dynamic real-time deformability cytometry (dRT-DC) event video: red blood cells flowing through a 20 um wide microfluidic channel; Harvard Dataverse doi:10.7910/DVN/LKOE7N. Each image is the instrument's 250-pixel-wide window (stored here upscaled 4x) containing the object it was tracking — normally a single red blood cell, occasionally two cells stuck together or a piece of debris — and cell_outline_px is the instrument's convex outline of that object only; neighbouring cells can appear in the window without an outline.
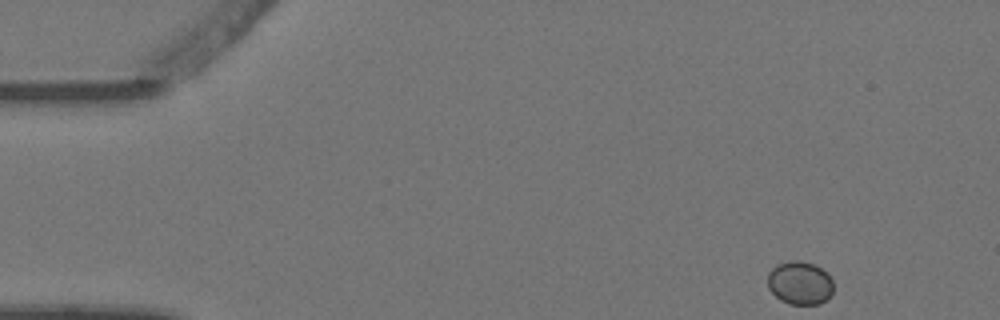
{"species": "Egyptian fruit bat (a non-hibernating species)", "species_latin": "Rousettus aegyptiacus", "temperature_condition": "warm", "stored_images_in_passage": 4, "camera_frame_rate_fps": 3000, "um_per_image_px": 0.085, "animal": {"sex": "female"}, "frame": {"image": 1, "passage_image": 1, "time_ms": 0.0, "image_size_px": [1000, 320], "cell_outline_px": [[832, 292], [820, 304], [788, 304], [780, 300], [768, 288], [768, 272], [776, 264], [792, 260], [800, 260], [816, 264], [832, 280]], "centroid_in_image_um": [67.95, 24.04], "position_along_channel_um": 17.0, "area_um2": 16.53}}
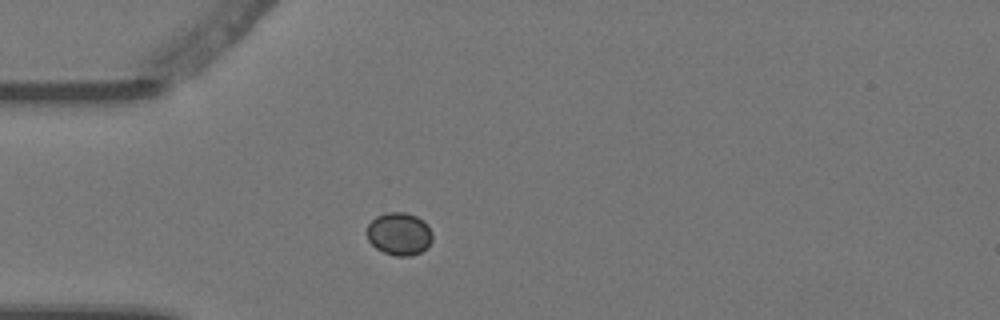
{"frame": {"image": 2, "passage_image": 4, "time_ms": 1.0, "image_size_px": [1000, 320], "cell_outline_px": [[432, 240], [428, 248], [412, 256], [396, 256], [384, 252], [376, 248], [368, 240], [364, 232], [368, 224], [376, 216], [388, 212], [404, 212], [416, 216], [428, 224], [432, 232]], "centroid_in_image_um": [33.92, 19.88], "position_along_channel_um": 51.1, "area_um2": 16.59}}